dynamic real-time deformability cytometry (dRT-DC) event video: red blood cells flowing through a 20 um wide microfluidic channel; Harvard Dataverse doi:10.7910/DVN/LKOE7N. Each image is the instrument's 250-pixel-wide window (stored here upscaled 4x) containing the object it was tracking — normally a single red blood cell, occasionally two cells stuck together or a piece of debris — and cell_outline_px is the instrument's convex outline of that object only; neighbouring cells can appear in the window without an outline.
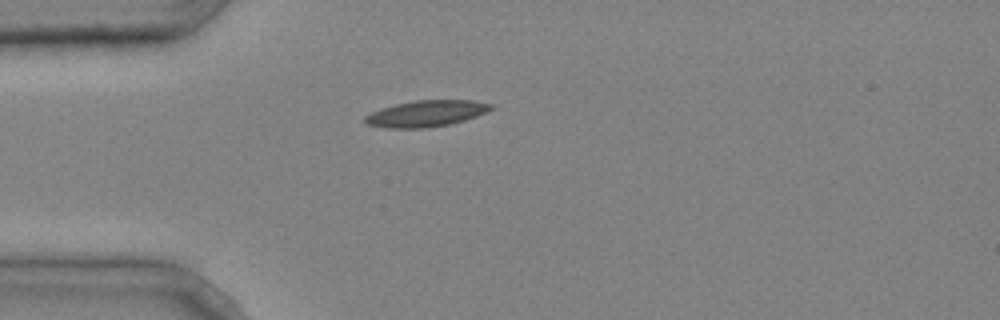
{"species": "common noctule bat (a hibernating species)", "species_latin": "Nyctalus noctula", "temperature_condition": "cold", "stored_images_in_passage": 5, "camera_frame_rate_fps": 3000, "um_per_image_px": 0.085, "animal": {"sex": "male", "body_mass_g": 20.4}, "frame": {"image": 1, "passage_image": 5, "time_ms": 1.333, "image_size_px": [1000, 320], "cell_outline_px": [[496, 108], [488, 112], [464, 120], [448, 124], [428, 128], [384, 128], [364, 124], [364, 116], [372, 112], [396, 104], [416, 100], [472, 100], [496, 104]], "centroid_in_image_um": [36.27, 9.65], "position_along_channel_um": 48.7, "area_um2": 19.48}}